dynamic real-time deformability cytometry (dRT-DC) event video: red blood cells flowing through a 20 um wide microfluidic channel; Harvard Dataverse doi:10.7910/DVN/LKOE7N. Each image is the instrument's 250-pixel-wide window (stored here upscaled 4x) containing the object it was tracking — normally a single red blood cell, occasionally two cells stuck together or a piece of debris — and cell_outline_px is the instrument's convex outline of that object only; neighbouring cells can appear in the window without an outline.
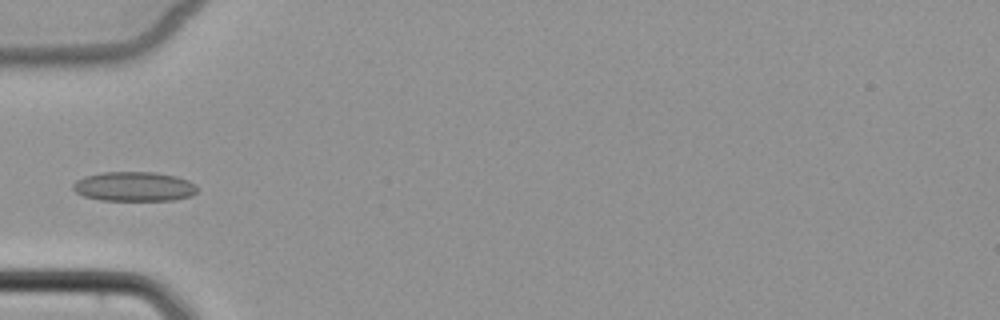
{"species": "common noctule bat (a hibernating species)", "species_latin": "Nyctalus noctula", "temperature_condition": "cold", "stored_images_in_passage": 6, "camera_frame_rate_fps": 3000, "um_per_image_px": 0.085, "animal": {"sex": "female", "body_mass_g": 22.7, "forearm_length_mm": 54.2}, "frame": {"image": 1, "passage_image": 6, "time_ms": 6.0, "image_size_px": [1000, 320], "cell_outline_px": [[196, 192], [192, 196], [172, 200], [100, 200], [84, 196], [76, 192], [72, 188], [72, 184], [76, 180], [84, 176], [100, 172], [156, 172], [176, 176], [188, 180], [196, 184]], "centroid_in_image_um": [11.38, 15.85], "position_along_channel_um": 73.6, "area_um2": 21.5}}